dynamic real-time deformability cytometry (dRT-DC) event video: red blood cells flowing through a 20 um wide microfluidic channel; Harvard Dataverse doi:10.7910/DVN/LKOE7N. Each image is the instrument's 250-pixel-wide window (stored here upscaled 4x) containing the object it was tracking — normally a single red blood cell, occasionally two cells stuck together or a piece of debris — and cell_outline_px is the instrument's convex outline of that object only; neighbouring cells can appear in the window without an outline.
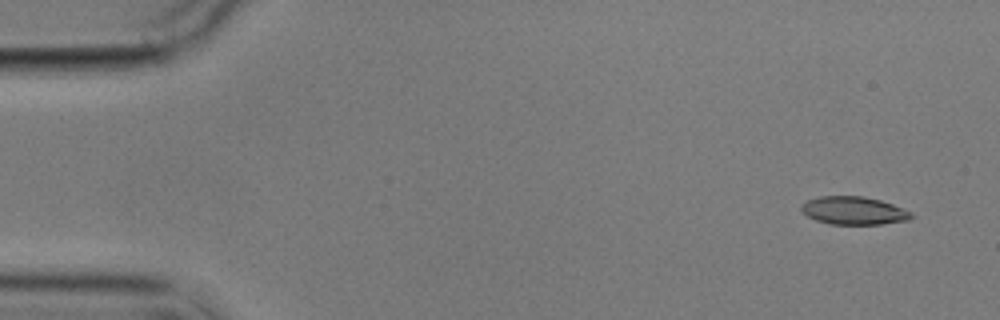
{"species": "common noctule bat (a hibernating species)", "species_latin": "Nyctalus noctula", "temperature_condition": "cold", "stored_images_in_passage": 6, "camera_frame_rate_fps": 3000, "um_per_image_px": 0.085, "animal": {"sex": "male", "body_mass_g": 17.9}, "frame": {"image": 1, "passage_image": 1, "time_ms": 0.0, "image_size_px": [1000, 320], "cell_outline_px": [[912, 216], [908, 220], [880, 224], [828, 224], [816, 220], [808, 216], [800, 208], [808, 200], [820, 196], [864, 196], [880, 200], [892, 204], [912, 212]], "centroid_in_image_um": [72.58, 17.9], "position_along_channel_um": 12.4, "area_um2": 17.74}}
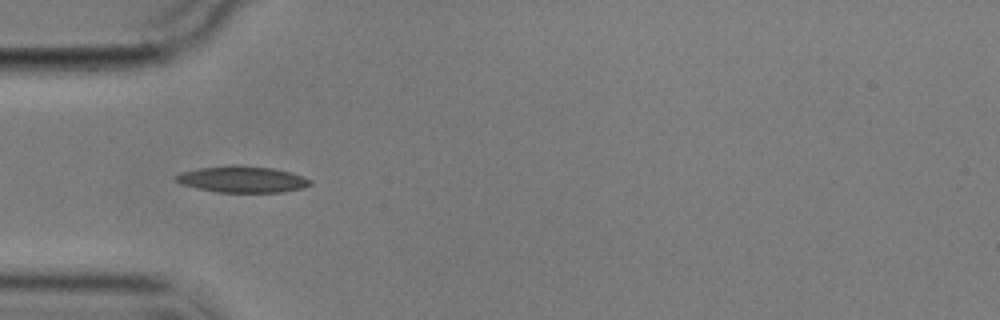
{"frame": {"image": 2, "passage_image": 5, "time_ms": 4.667, "image_size_px": [1000, 320], "cell_outline_px": [[312, 184], [304, 188], [284, 192], [216, 192], [196, 188], [180, 184], [172, 176], [180, 172], [200, 168], [232, 164], [236, 164], [272, 168], [304, 176], [312, 180]], "centroid_in_image_um": [20.58, 15.24], "position_along_channel_um": 64.4, "area_um2": 20.92}}
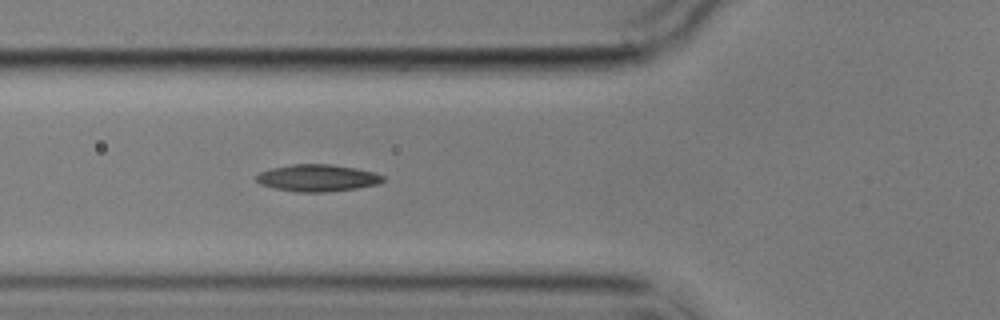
{"frame": {"image": 3, "passage_image": 6, "time_ms": 5.667, "image_size_px": [1000, 320], "cell_outline_px": [[384, 180], [380, 184], [356, 188], [328, 192], [296, 192], [272, 188], [260, 184], [256, 180], [256, 176], [260, 172], [272, 168], [292, 164], [332, 164], [356, 168], [372, 172], [384, 176]], "centroid_in_image_um": [26.97, 15.13], "position_along_channel_um": 98.8, "area_um2": 20.0}}